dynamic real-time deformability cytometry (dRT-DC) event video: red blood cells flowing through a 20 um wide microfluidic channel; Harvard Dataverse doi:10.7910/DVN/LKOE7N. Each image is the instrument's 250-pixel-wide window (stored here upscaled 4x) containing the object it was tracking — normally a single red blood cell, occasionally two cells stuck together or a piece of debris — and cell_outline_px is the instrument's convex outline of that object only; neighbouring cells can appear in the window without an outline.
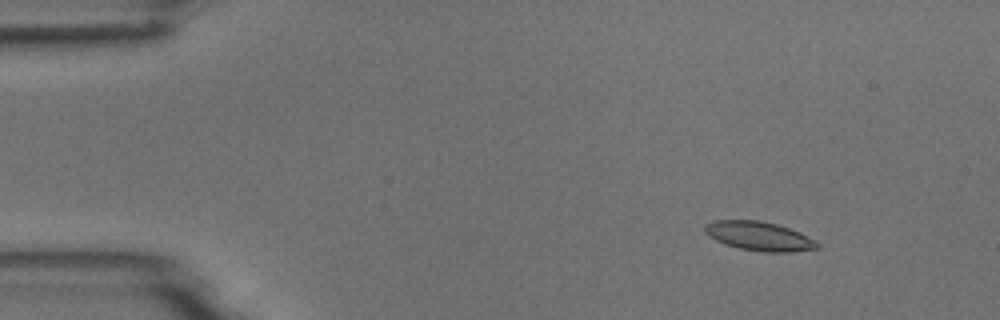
{"species": "common noctule bat (a hibernating species)", "species_latin": "Nyctalus noctula", "temperature_condition": "room temperature", "stored_images_in_passage": 6, "camera_frame_rate_fps": 3000, "um_per_image_px": 0.085, "animal": {"sex": "male", "body_mass_g": 18.8}, "frame": {"image": 1, "passage_image": 2, "time_ms": 1.0, "image_size_px": [1000, 320], "cell_outline_px": [[820, 248], [792, 252], [764, 252], [740, 248], [724, 244], [708, 236], [704, 232], [704, 224], [712, 220], [760, 220], [776, 224], [800, 232], [820, 244]], "centroid_in_image_um": [64.5, 20.07], "position_along_channel_um": 20.5, "area_um2": 19.13}}